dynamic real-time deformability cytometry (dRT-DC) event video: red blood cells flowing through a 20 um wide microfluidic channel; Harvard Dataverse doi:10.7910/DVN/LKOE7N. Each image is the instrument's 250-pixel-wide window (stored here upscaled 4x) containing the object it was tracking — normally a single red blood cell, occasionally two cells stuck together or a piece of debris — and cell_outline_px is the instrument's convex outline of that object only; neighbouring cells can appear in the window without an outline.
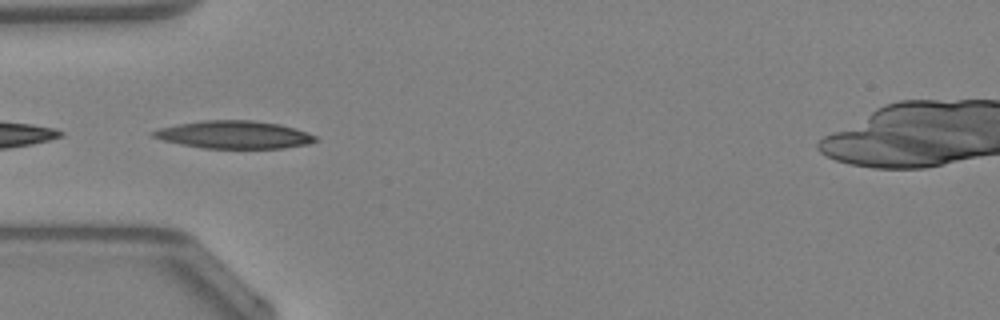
{"species": "Egyptian fruit bat (a non-hibernating species)", "species_latin": "Rousettus aegyptiacus", "temperature_condition": "warm", "stored_images_in_passage": 11, "camera_frame_rate_fps": 3000, "um_per_image_px": 0.085, "animal": {"sex": "female"}, "frame": {"image": 1, "passage_image": 7, "time_ms": 2.0, "image_size_px": [1000, 320], "cell_outline_px": [[320, 140], [308, 144], [284, 148], [204, 148], [180, 144], [164, 140], [152, 136], [152, 132], [160, 128], [180, 124], [204, 120], [252, 120], [280, 124], [296, 128], [308, 132], [316, 136]], "centroid_in_image_um": [19.98, 11.45], "position_along_channel_um": 65.0, "area_um2": 26.13}}